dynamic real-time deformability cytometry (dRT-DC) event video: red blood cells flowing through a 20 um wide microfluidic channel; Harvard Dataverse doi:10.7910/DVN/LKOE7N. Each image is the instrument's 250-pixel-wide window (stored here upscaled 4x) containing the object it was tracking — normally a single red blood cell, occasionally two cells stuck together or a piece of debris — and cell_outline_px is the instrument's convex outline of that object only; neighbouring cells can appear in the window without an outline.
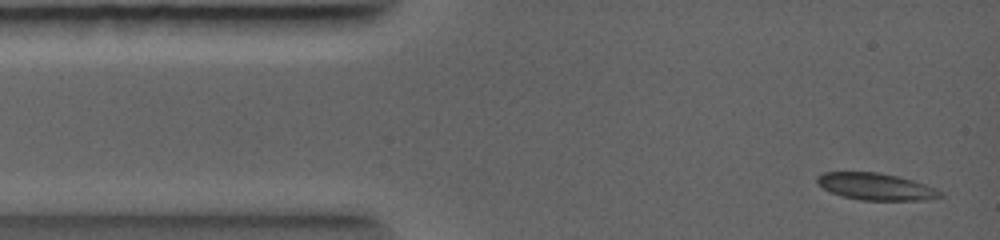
{"species": "common noctule bat (a hibernating species)", "species_latin": "Nyctalus noctula", "temperature_condition": "warm", "stored_images_in_passage": 22, "camera_frame_rate_fps": 5000, "um_per_image_px": 0.085, "animal": {"sex": "female", "body_mass_g": 19.0, "forearm_length_mm": 56.7}, "frame": {"image": 1, "passage_image": 1, "time_ms": 0.0, "image_size_px": [1000, 240], "cell_outline_px": [[944, 196], [928, 200], [860, 200], [840, 196], [816, 184], [816, 180], [820, 176], [828, 172], [872, 172], [892, 176], [908, 180], [940, 192]], "centroid_in_image_um": [74.35, 15.89], "position_along_channel_um": 10.6, "area_um2": 18.5}}
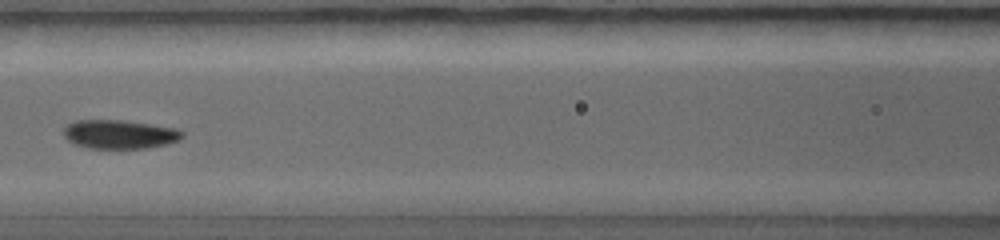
{"frame": {"image": 2, "passage_image": 10, "time_ms": 3.4, "image_size_px": [1000, 240], "cell_outline_px": [[180, 136], [176, 140], [164, 144], [144, 148], [88, 148], [76, 144], [68, 140], [64, 132], [72, 124], [80, 120], [116, 120], [144, 124], [168, 128], [180, 132]], "centroid_in_image_um": [10.08, 11.43], "position_along_channel_um": 156.5, "area_um2": 18.61}}
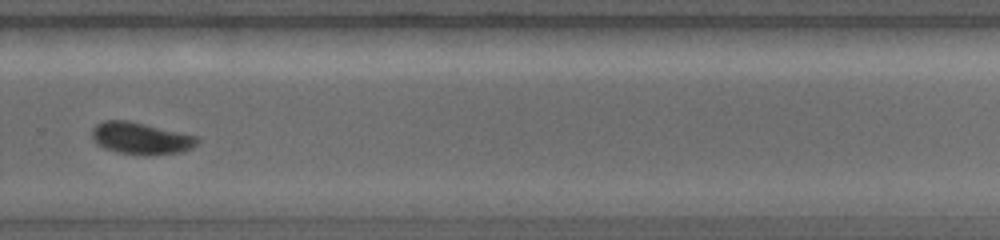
{"frame": {"image": 3, "passage_image": 17, "time_ms": 6.0, "image_size_px": [1000, 240], "cell_outline_px": [[196, 140], [188, 148], [180, 152], [156, 156], [144, 156], [116, 152], [100, 144], [92, 136], [92, 132], [104, 120], [124, 120], [192, 136]], "centroid_in_image_um": [11.91, 11.8], "position_along_channel_um": 317.9, "area_um2": 18.44}}